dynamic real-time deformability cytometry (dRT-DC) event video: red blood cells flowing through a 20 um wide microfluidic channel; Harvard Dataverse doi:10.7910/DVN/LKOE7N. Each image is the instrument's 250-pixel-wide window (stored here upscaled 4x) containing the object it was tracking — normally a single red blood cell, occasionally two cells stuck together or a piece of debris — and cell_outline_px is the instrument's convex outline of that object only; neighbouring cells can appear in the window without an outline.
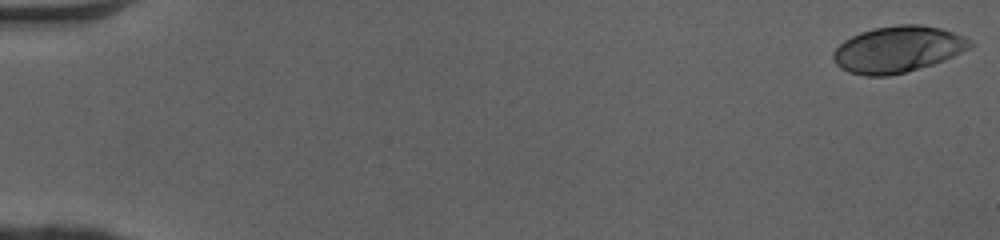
{"species": "human", "species_latin": "Homo sapiens", "temperature_condition": "cold", "stored_images_in_passage": 51, "camera_frame_rate_fps": 3000, "um_per_image_px": 0.085, "donor": {"sex": "female"}, "frame": {"image": 1, "passage_image": 1, "time_ms": 0.0, "image_size_px": [1000, 240], "cell_outline_px": [[972, 44], [968, 48], [944, 60], [932, 64], [904, 72], [888, 76], [864, 76], [848, 72], [840, 68], [836, 64], [832, 56], [832, 52], [844, 40], [860, 32], [876, 28], [900, 24], [920, 24], [940, 28], [952, 32], [972, 40]], "centroid_in_image_um": [76.26, 4.19], "position_along_channel_um": 8.7, "area_um2": 36.65}}
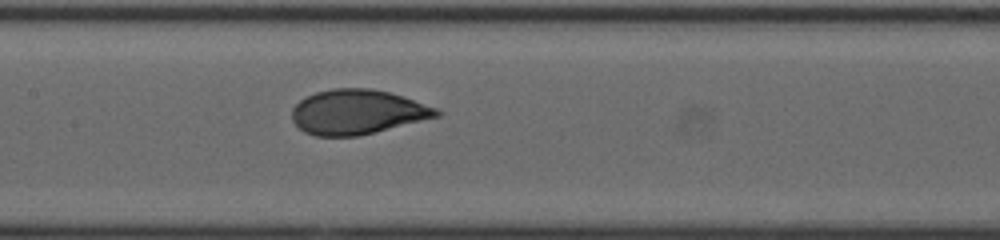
{"frame": {"image": 2, "passage_image": 26, "time_ms": 8.333, "image_size_px": [1000, 240], "cell_outline_px": [[444, 112], [440, 116], [356, 136], [316, 136], [304, 132], [292, 120], [292, 108], [300, 100], [316, 92], [332, 88], [372, 88], [388, 92], [436, 108]], "centroid_in_image_um": [30.35, 9.51], "position_along_channel_um": 177.1, "area_um2": 37.22}}
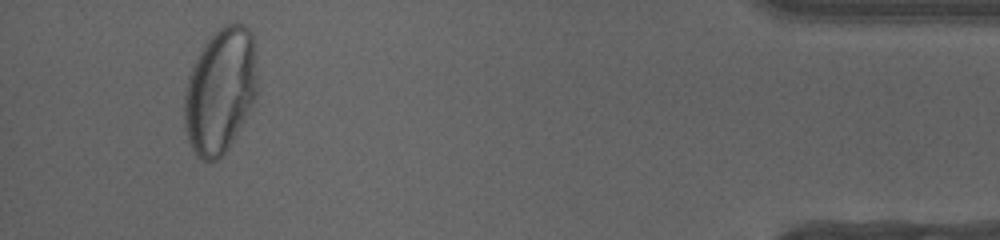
{"frame": {"image": 3, "passage_image": 48, "time_ms": 15.667, "image_size_px": [1000, 240], "cell_outline_px": [[256, 96], [252, 104], [224, 156], [212, 164], [196, 156], [192, 152], [184, 128], [184, 92], [188, 76], [204, 44], [224, 24], [236, 20], [244, 24], [252, 32], [256, 44]], "centroid_in_image_um": [18.72, 7.72], "position_along_channel_um": 416.5, "area_um2": 53.93}, "authors_computed_cell_mechanics": {"area_um2": 37.4544, "velocity_mm_per_s": 4.0885, "shape_relaxation_time_tau1_ms": 5.1486, "shape_relaxation_time_tau2_ms": null, "deformation_change_tau1": 0.2268, "deformation_change_tau2": null}}